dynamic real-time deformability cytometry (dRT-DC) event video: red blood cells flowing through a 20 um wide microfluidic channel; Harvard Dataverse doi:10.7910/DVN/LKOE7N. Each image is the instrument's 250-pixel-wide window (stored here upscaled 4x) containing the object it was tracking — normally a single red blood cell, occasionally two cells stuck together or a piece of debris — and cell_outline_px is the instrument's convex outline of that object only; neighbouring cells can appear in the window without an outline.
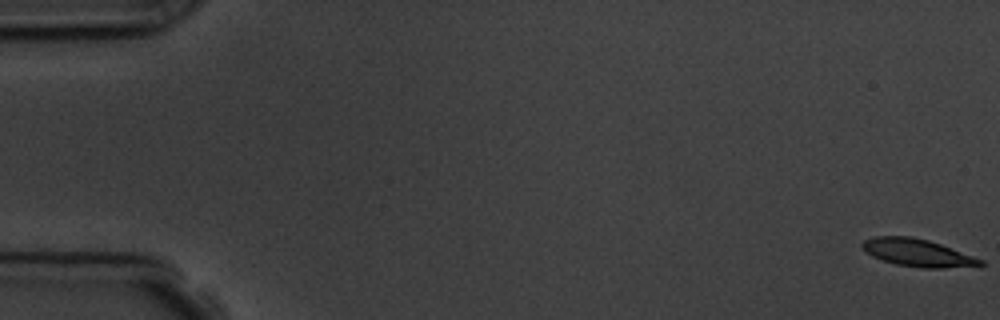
{"species": "common noctule bat (a hibernating species)", "species_latin": "Nyctalus noctula", "temperature_condition": "room temperature", "stored_images_in_passage": 5, "camera_frame_rate_fps": 3000, "um_per_image_px": 0.085, "animal": {"sex": "male", "body_mass_g": 19.5, "forearm_length_mm": 54.6}, "frame": {"image": 1, "passage_image": 1, "time_ms": 0.0, "image_size_px": [1000, 320], "cell_outline_px": [[984, 264], [944, 268], [924, 268], [896, 264], [872, 256], [860, 248], [860, 244], [864, 240], [872, 236], [912, 236], [928, 240], [940, 244], [984, 260]], "centroid_in_image_um": [77.92, 21.46], "position_along_channel_um": 7.1, "area_um2": 18.79}}
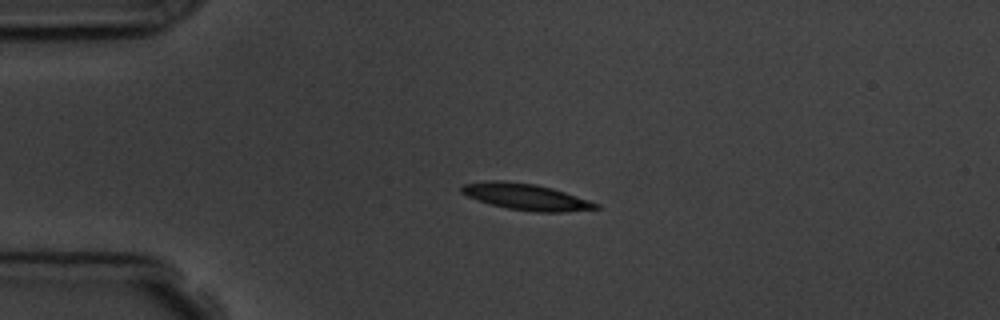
{"frame": {"image": 2, "passage_image": 4, "time_ms": 4.333, "image_size_px": [1000, 320], "cell_outline_px": [[600, 208], [564, 212], [536, 212], [508, 208], [476, 200], [460, 192], [460, 188], [464, 184], [488, 180], [504, 180], [536, 184], [552, 188], [600, 204]], "centroid_in_image_um": [44.69, 16.72], "position_along_channel_um": 40.3, "area_um2": 20.52}}